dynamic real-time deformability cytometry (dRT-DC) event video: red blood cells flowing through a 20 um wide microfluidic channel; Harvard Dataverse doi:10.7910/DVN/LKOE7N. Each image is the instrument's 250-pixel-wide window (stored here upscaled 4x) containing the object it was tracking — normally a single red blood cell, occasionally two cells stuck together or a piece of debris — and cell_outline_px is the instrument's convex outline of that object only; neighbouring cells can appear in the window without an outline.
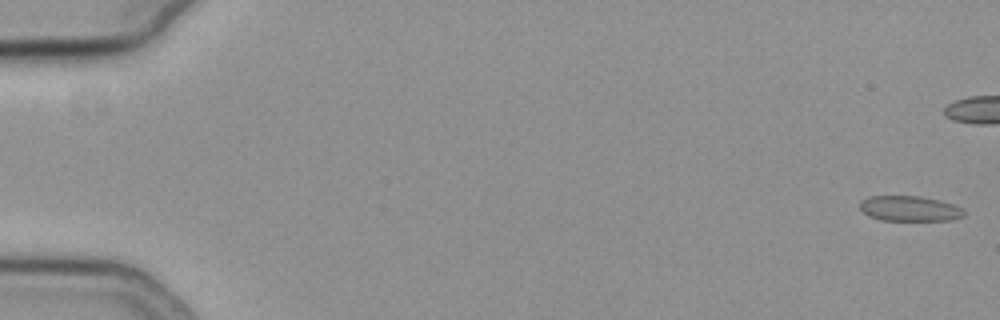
{"species": "common noctule bat (a hibernating species)", "species_latin": "Nyctalus noctula", "temperature_condition": "cold", "stored_images_in_passage": 47, "camera_frame_rate_fps": 3000, "um_per_image_px": 0.085, "animal": {"sex": "female", "body_mass_g": 19.3, "forearm_length_mm": 54.1}, "frame": {"image": 1, "passage_image": 1, "time_ms": 0.0, "image_size_px": [1000, 320], "cell_outline_px": [[964, 216], [952, 220], [880, 220], [868, 216], [860, 208], [860, 200], [868, 196], [920, 196], [940, 200], [952, 204], [960, 208], [964, 212]], "centroid_in_image_um": [77.28, 17.72], "position_along_channel_um": 7.7, "area_um2": 15.32}}
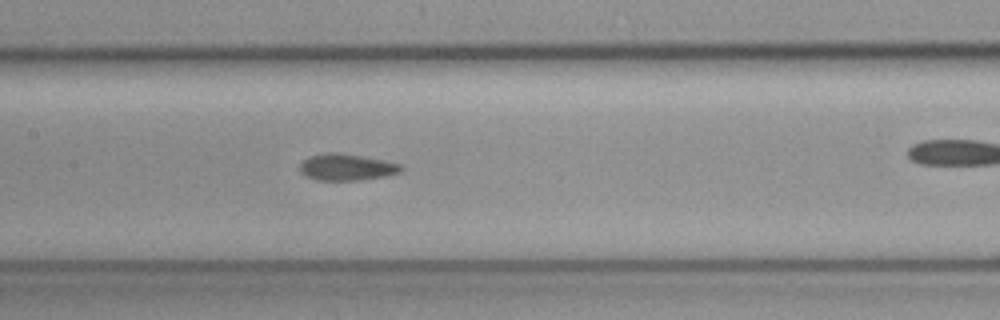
{"frame": {"image": 2, "passage_image": 28, "time_ms": 9.0, "image_size_px": [1000, 320], "cell_outline_px": [[404, 168], [400, 172], [384, 176], [360, 180], [316, 180], [304, 176], [300, 172], [300, 164], [304, 160], [312, 156], [328, 152], [336, 152], [360, 156], [400, 164]], "centroid_in_image_um": [29.43, 14.22], "position_along_channel_um": 178.0, "area_um2": 15.43}}
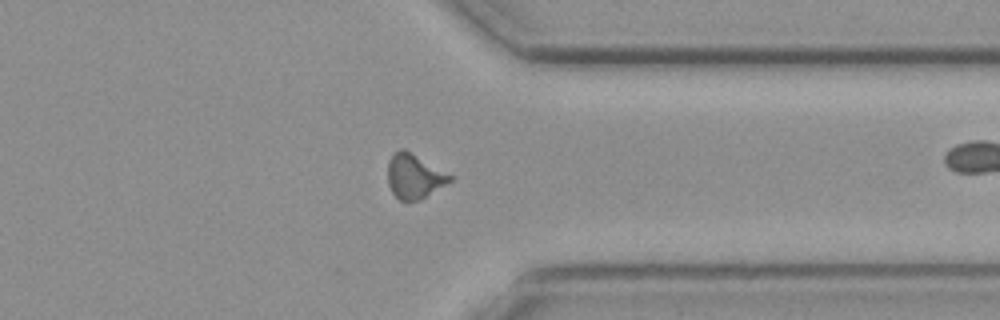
{"frame": {"image": 3, "passage_image": 44, "time_ms": 14.333, "image_size_px": [1000, 320], "cell_outline_px": [[456, 176], [452, 180], [420, 200], [408, 204], [400, 200], [392, 192], [388, 184], [388, 160], [400, 148], [404, 148]], "centroid_in_image_um": [35.24, 15.0], "position_along_channel_um": 376.2, "area_um2": 16.53}, "authors_computed_cell_mechanics": {"area_um2": 15.5482, "velocity_mm_per_s": 3.7785, "shape_relaxation_time_tau1_ms": null, "shape_relaxation_time_tau2_ms": 2.8368, "deformation_change_tau1": null, "deformation_change_tau2": 0.0828}}